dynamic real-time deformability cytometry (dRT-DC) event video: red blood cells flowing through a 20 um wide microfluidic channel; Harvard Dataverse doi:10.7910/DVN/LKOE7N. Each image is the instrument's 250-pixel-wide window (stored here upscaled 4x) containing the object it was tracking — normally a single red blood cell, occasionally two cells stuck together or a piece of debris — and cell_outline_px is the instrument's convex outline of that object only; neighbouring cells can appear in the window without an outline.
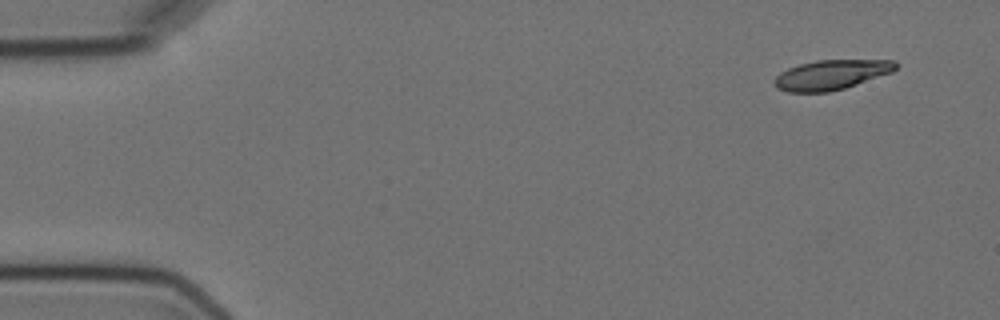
{"species": "Egyptian fruit bat (a non-hibernating species)", "species_latin": "Rousettus aegyptiacus", "temperature_condition": "cold", "stored_images_in_passage": 9, "camera_frame_rate_fps": 3000, "um_per_image_px": 0.085, "animal": {"sex": "female"}, "frame": {"image": 1, "passage_image": 1, "time_ms": 0.0, "image_size_px": [1000, 320], "cell_outline_px": [[900, 64], [892, 72], [844, 88], [828, 92], [788, 92], [776, 88], [772, 84], [772, 80], [780, 72], [788, 68], [800, 64], [816, 60], [896, 60]], "centroid_in_image_um": [70.63, 6.35], "position_along_channel_um": 14.4, "area_um2": 21.15}}
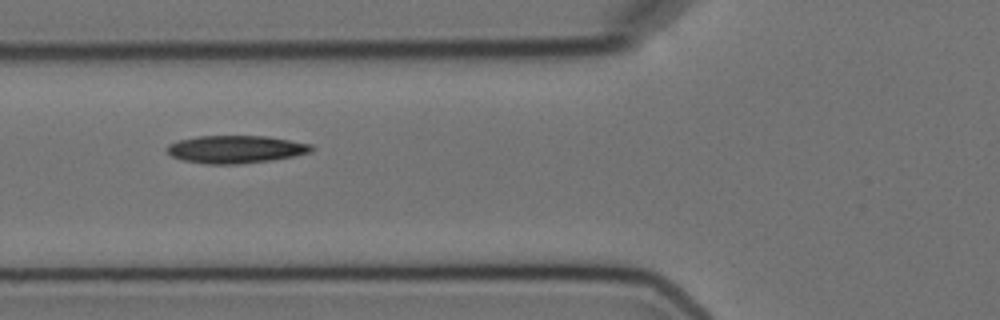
{"frame": {"image": 2, "passage_image": 6, "time_ms": 5.667, "image_size_px": [1000, 320], "cell_outline_px": [[316, 148], [312, 152], [272, 160], [236, 164], [208, 164], [184, 160], [172, 156], [164, 148], [168, 144], [176, 140], [200, 136], [268, 136], [312, 144]], "centroid_in_image_um": [20.04, 12.68], "position_along_channel_um": 105.8, "area_um2": 23.41}}
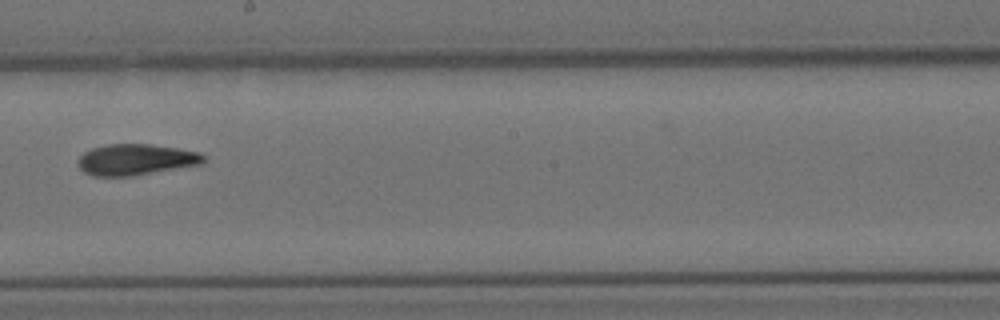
{"frame": {"image": 3, "passage_image": 9, "time_ms": 9.333, "image_size_px": [1000, 320], "cell_outline_px": [[204, 160], [200, 164], [132, 176], [92, 176], [84, 172], [76, 164], [76, 160], [84, 152], [92, 148], [108, 144], [148, 144], [176, 148], [200, 152], [204, 156]], "centroid_in_image_um": [11.48, 13.57], "position_along_channel_um": 236.7, "area_um2": 22.66}}